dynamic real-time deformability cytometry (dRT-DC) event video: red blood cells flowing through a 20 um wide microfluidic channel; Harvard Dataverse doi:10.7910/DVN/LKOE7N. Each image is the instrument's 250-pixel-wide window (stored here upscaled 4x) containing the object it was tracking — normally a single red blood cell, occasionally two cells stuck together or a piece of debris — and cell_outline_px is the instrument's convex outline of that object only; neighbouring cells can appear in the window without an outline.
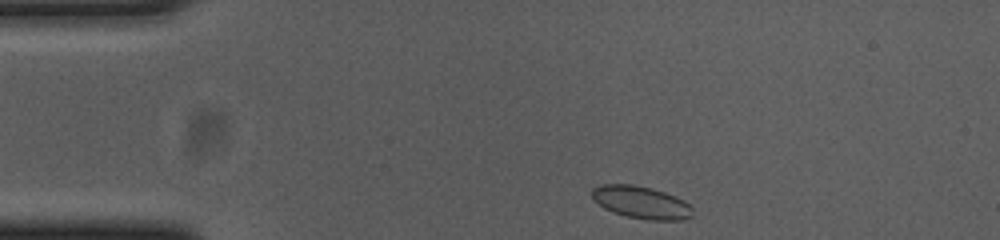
{"species": "common noctule bat (a hibernating species)", "species_latin": "Nyctalus noctula", "temperature_condition": "cold", "stored_images_in_passage": 46, "camera_frame_rate_fps": 3000, "um_per_image_px": 0.085, "animal": {"sex": "female", "body_mass_g": 23.0, "forearm_length_mm": 53.4}, "frame": {"image": 1, "passage_image": 1, "time_ms": 0.0, "image_size_px": [1000, 240], "cell_outline_px": [[692, 216], [684, 220], [648, 220], [628, 216], [604, 208], [592, 196], [592, 188], [600, 184], [632, 184], [652, 188], [676, 196], [684, 200], [692, 208]], "centroid_in_image_um": [54.53, 17.19], "position_along_channel_um": 30.5, "area_um2": 18.9}}
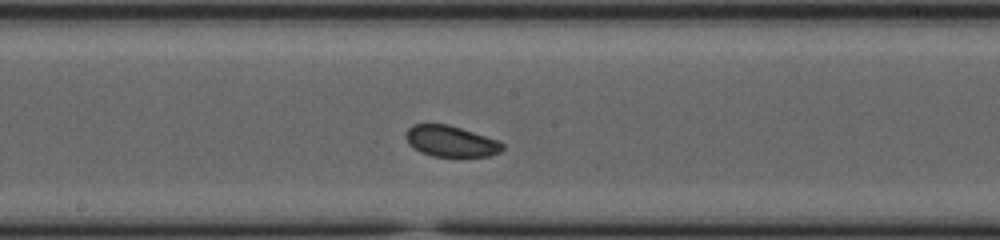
{"frame": {"image": 2, "passage_image": 20, "time_ms": 6.333, "image_size_px": [1000, 240], "cell_outline_px": [[504, 148], [500, 152], [488, 156], [432, 156], [420, 152], [412, 148], [408, 144], [404, 136], [408, 128], [412, 124], [448, 124], [496, 140], [504, 144]], "centroid_in_image_um": [38.26, 12.01], "position_along_channel_um": 209.9, "area_um2": 17.4}}
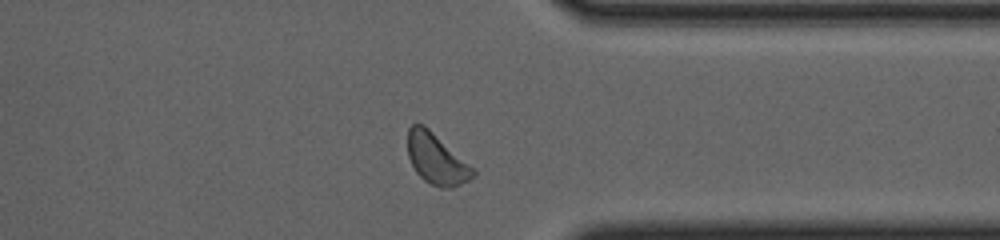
{"frame": {"image": 3, "passage_image": 34, "time_ms": 11.0, "image_size_px": [1000, 240], "cell_outline_px": [[476, 176], [452, 188], [440, 188], [424, 180], [416, 172], [408, 156], [408, 128], [412, 124], [424, 124], [476, 168]], "centroid_in_image_um": [37.14, 13.51], "position_along_channel_um": 374.3, "area_um2": 19.54}, "authors_computed_cell_mechanics": {"area_um2": 18.3515, "velocity_mm_per_s": 3.6244, "shape_relaxation_time_tau1_ms": 4.1076, "shape_relaxation_time_tau2_ms": 2.1307, "deformation_change_tau1": 0.0561, "deformation_change_tau2": 0.0626}}